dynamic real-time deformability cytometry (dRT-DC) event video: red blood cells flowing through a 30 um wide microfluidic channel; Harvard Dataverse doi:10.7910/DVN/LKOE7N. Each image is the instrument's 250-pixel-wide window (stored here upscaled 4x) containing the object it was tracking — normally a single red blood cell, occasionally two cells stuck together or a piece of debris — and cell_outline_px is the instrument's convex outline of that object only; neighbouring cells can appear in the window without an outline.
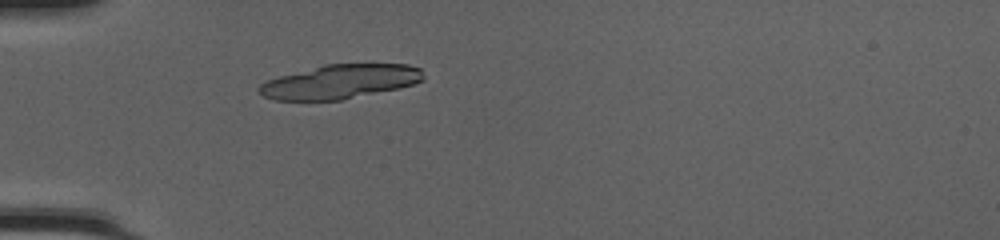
{"species": "common noctule bat (a hibernating species)", "species_latin": "Nyctalus noctula", "temperature_condition": "cold", "stored_images_in_passage": 47, "camera_frame_rate_fps": 3000, "um_per_image_px": 0.085, "animal": {"sex": "female", "body_mass_g": 20.0, "forearm_length_mm": 54.0}, "frame": {"image": 1, "passage_image": 14, "time_ms": 4.333, "image_size_px": [1000, 240], "cell_outline_px": [[424, 80], [400, 88], [340, 100], [276, 100], [264, 96], [256, 92], [256, 88], [260, 84], [268, 80], [280, 76], [324, 64], [408, 64], [420, 68], [424, 76]], "centroid_in_image_um": [28.9, 6.94], "position_along_channel_um": 56.1, "area_um2": 32.6}}